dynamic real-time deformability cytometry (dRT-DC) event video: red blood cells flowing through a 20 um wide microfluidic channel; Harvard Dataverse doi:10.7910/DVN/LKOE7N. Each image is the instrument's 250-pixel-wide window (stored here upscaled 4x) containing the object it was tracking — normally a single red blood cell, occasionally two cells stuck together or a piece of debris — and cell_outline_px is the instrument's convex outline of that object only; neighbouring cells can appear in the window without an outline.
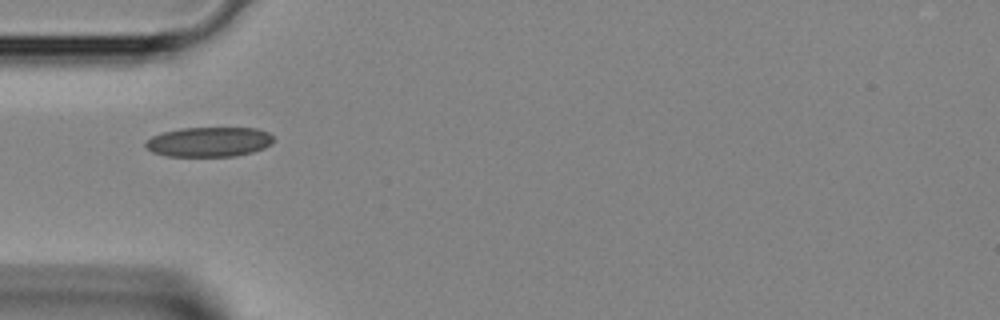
{"species": "Egyptian fruit bat (a non-hibernating species)", "species_latin": "Rousettus aegyptiacus", "temperature_condition": "room temperature", "stored_images_in_passage": 1, "camera_frame_rate_fps": 3000, "um_per_image_px": 0.085, "animal": {"sex": "female"}, "frame": {"image": 1, "passage_image": 1, "time_ms": 0.0, "image_size_px": [1000, 320], "cell_outline_px": [[272, 144], [264, 148], [252, 152], [236, 156], [164, 156], [152, 152], [144, 144], [152, 136], [164, 132], [180, 128], [256, 128], [268, 132], [272, 136]], "centroid_in_image_um": [17.77, 12.06], "position_along_channel_um": 67.2, "area_um2": 22.14}}